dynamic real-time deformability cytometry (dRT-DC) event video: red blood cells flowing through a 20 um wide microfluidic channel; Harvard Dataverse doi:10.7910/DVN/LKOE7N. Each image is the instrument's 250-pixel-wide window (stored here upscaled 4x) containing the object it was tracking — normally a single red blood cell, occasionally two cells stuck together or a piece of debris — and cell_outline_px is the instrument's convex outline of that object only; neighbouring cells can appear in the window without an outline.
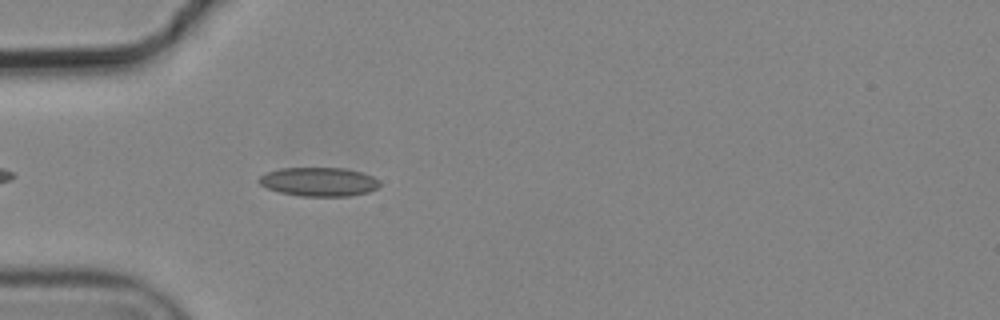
{"species": "common noctule bat (a hibernating species)", "species_latin": "Nyctalus noctula", "temperature_condition": "cold", "stored_images_in_passage": 5, "camera_frame_rate_fps": 3000, "um_per_image_px": 0.085, "animal": {"sex": "male", "body_mass_g": 19.2, "forearm_length_mm": 51.8}, "frame": {"image": 1, "passage_image": 5, "time_ms": 1.333, "image_size_px": [1000, 320], "cell_outline_px": [[380, 184], [376, 188], [368, 192], [348, 196], [300, 196], [280, 192], [268, 188], [260, 184], [256, 180], [264, 172], [280, 168], [344, 168], [360, 172], [372, 176], [380, 180]], "centroid_in_image_um": [27.07, 15.44], "position_along_channel_um": 57.9, "area_um2": 20.35}}